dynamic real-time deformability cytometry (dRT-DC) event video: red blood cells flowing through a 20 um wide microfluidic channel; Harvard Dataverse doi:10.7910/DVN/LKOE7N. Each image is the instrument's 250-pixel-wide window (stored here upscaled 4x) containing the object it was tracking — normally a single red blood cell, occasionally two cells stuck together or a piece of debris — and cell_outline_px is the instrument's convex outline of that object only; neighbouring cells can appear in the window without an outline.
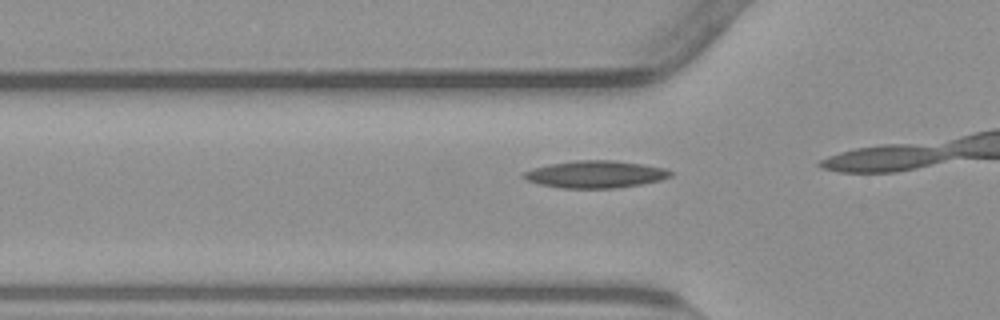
{"species": "common noctule bat (a hibernating species)", "species_latin": "Nyctalus noctula", "temperature_condition": "warm", "stored_images_in_passage": 7, "camera_frame_rate_fps": 3000, "um_per_image_px": 0.085, "animal": {"sex": "male", "body_mass_g": 23.1, "forearm_length_mm": 52.7}, "frame": {"image": 1, "passage_image": 3, "time_ms": 0.667, "image_size_px": [1000, 320], "cell_outline_px": [[672, 176], [660, 180], [640, 184], [616, 188], [560, 188], [540, 184], [528, 180], [520, 176], [524, 172], [532, 168], [548, 164], [576, 160], [612, 160], [640, 164], [664, 168], [672, 172]], "centroid_in_image_um": [50.57, 14.81], "position_along_channel_um": 75.2, "area_um2": 23.18}}
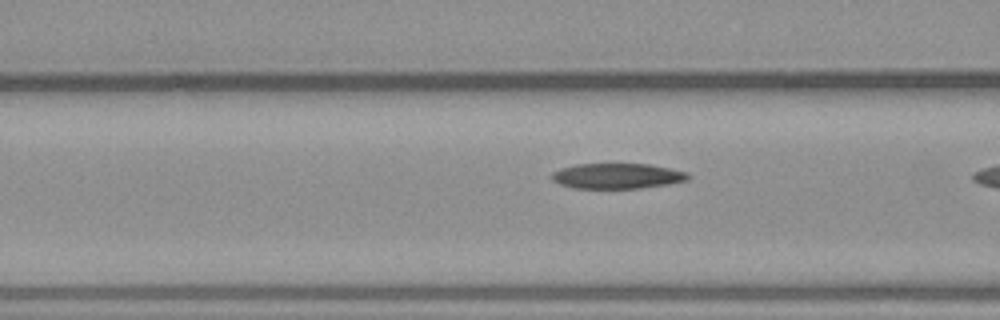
{"frame": {"image": 2, "passage_image": 6, "time_ms": 1.667, "image_size_px": [1000, 320], "cell_outline_px": [[692, 176], [688, 180], [668, 184], [640, 188], [572, 188], [560, 184], [552, 180], [548, 176], [552, 172], [560, 168], [576, 164], [648, 164], [688, 172]], "centroid_in_image_um": [52.44, 14.96], "position_along_channel_um": 114.2, "area_um2": 20.29}}